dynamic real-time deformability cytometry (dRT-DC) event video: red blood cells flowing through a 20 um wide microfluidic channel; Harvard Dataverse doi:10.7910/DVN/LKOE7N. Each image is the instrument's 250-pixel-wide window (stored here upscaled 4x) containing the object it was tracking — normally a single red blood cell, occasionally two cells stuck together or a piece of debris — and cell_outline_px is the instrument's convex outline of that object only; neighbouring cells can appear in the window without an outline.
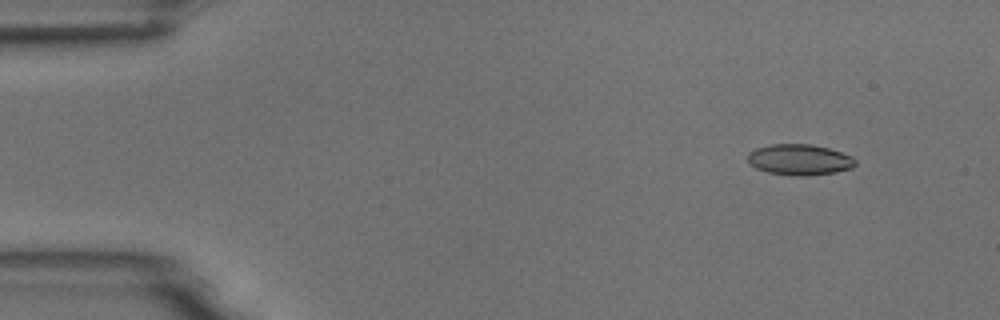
{"species": "common noctule bat (a hibernating species)", "species_latin": "Nyctalus noctula", "temperature_condition": "room temperature", "stored_images_in_passage": 50, "camera_frame_rate_fps": 3000, "um_per_image_px": 0.085, "animal": {"sex": "male", "body_mass_g": 18.8}, "frame": {"image": 1, "passage_image": 1, "time_ms": 0.0, "image_size_px": [1000, 320], "cell_outline_px": [[856, 164], [852, 168], [836, 172], [808, 176], [800, 176], [768, 172], [756, 168], [748, 160], [748, 152], [756, 148], [772, 144], [812, 144], [828, 148], [852, 156], [856, 160]], "centroid_in_image_um": [67.98, 13.57], "position_along_channel_um": 17.0, "area_um2": 19.31}}
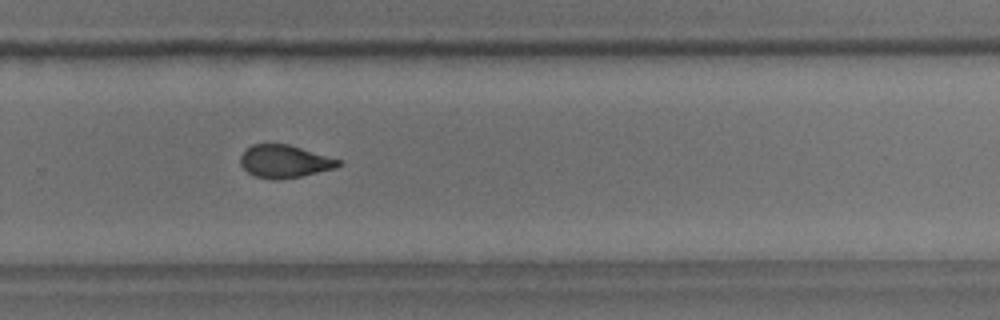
{"frame": {"image": 2, "passage_image": 32, "time_ms": 10.333, "image_size_px": [1000, 320], "cell_outline_px": [[340, 164], [336, 168], [300, 176], [276, 180], [272, 180], [256, 176], [248, 172], [240, 164], [240, 156], [252, 144], [288, 144], [340, 160]], "centroid_in_image_um": [24.16, 13.72], "position_along_channel_um": 305.6, "area_um2": 18.38}}
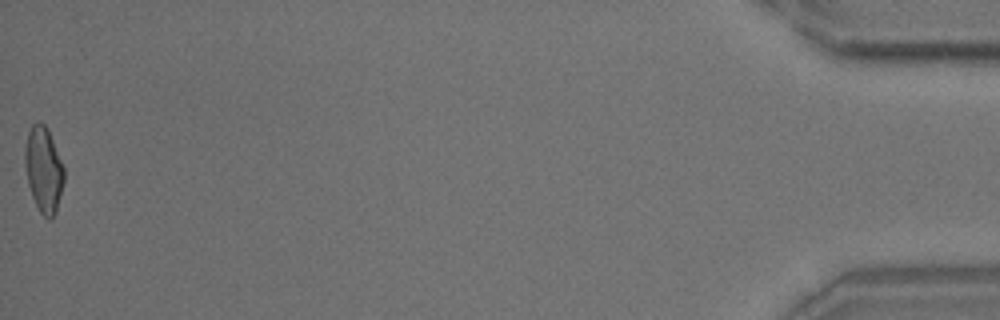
{"frame": {"image": 3, "passage_image": 50, "time_ms": 16.333, "image_size_px": [1000, 320], "cell_outline_px": [[64, 180], [56, 212], [48, 220], [40, 212], [32, 196], [28, 184], [24, 164], [24, 148], [28, 132], [32, 124], [36, 120], [44, 124], [48, 128], [64, 168]], "centroid_in_image_um": [3.69, 14.38], "position_along_channel_um": 431.5, "area_um2": 19.54}, "authors_computed_cell_mechanics": {"area_um2": 19.3052, "velocity_mm_per_s": 3.7311, "shape_relaxation_time_tau1_ms": 6.315, "shape_relaxation_time_tau2_ms": 1.9197, "deformation_change_tau1": 0.1576, "deformation_change_tau2": 0.078}}